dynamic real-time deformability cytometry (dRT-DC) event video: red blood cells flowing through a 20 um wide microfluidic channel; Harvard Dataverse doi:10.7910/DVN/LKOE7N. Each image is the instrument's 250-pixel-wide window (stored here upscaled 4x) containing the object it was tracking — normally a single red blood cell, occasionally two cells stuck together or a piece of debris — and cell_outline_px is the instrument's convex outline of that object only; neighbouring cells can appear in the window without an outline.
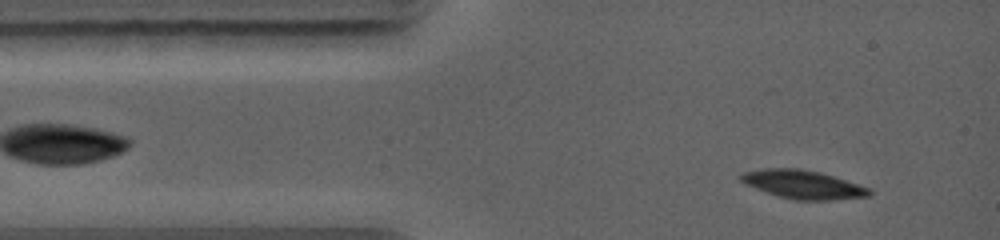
{"species": "common noctule bat (a hibernating species)", "species_latin": "Nyctalus noctula", "temperature_condition": "warm", "stored_images_in_passage": 3, "segment_of_instrument_passage": [2, 2], "camera_frame_rate_fps": 5000, "um_per_image_px": 0.085, "animal": {"sex": "female", "body_mass_g": 19.0, "forearm_length_mm": 56.7}, "frame": {"image": 1, "passage_image": 3, "time_ms": 1.8, "image_size_px": [1000, 240], "cell_outline_px": [[872, 192], [868, 196], [828, 200], [796, 200], [780, 196], [756, 188], [740, 180], [740, 172], [764, 168], [800, 168], [820, 172], [872, 188]], "centroid_in_image_um": [68.27, 15.66], "position_along_channel_um": 16.7, "area_um2": 21.15}}